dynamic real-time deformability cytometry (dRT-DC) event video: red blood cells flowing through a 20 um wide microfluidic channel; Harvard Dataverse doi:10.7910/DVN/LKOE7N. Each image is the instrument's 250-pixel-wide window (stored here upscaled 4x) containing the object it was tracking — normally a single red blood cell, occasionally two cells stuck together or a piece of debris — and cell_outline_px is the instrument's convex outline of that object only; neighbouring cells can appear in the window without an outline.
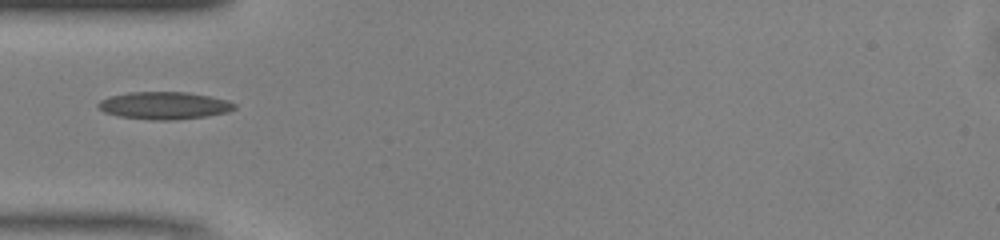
{"species": "common noctule bat (a hibernating species)", "species_latin": "Nyctalus noctula", "temperature_condition": "warm", "stored_images_in_passage": 35, "camera_frame_rate_fps": 3000, "um_per_image_px": 0.085, "animal": {"sex": "male", "body_mass_g": 13.0, "forearm_length_mm": 53.1}, "frame": {"image": 1, "passage_image": 1, "time_ms": 0.0, "image_size_px": [1000, 240], "cell_outline_px": [[236, 108], [228, 112], [208, 116], [176, 120], [148, 120], [120, 116], [104, 112], [96, 104], [100, 100], [108, 96], [128, 92], [188, 92], [228, 100], [236, 104]], "centroid_in_image_um": [13.96, 8.97], "position_along_channel_um": 71.0, "area_um2": 21.96}}